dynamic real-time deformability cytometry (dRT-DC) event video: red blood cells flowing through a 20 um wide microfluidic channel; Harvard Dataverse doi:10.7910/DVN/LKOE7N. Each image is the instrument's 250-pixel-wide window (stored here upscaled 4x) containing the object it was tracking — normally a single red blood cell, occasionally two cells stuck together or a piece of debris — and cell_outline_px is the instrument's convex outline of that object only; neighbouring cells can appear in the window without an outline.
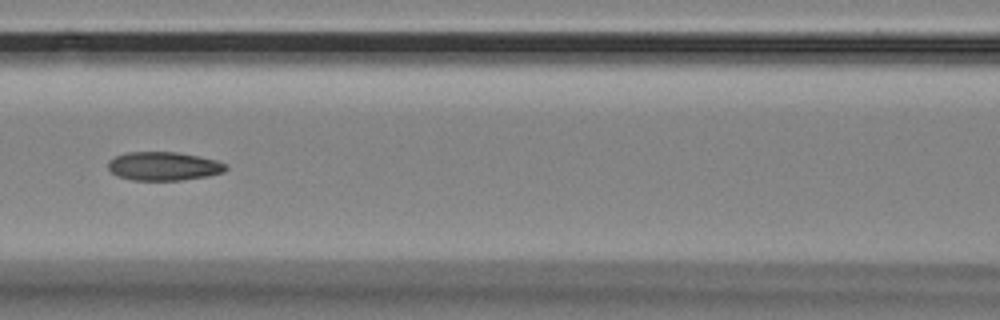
{"species": "Egyptian fruit bat (a non-hibernating species)", "species_latin": "Rousettus aegyptiacus", "temperature_condition": "room temperature", "stored_images_in_passage": 12, "segment_of_instrument_passage": [1, 2], "camera_frame_rate_fps": 3000, "um_per_image_px": 0.085, "animal": {"sex": "female"}, "frame": {"image": 1, "passage_image": 3, "time_ms": 0.667, "image_size_px": [1000, 320], "cell_outline_px": [[228, 168], [224, 172], [208, 176], [180, 180], [132, 180], [120, 176], [112, 172], [108, 168], [108, 160], [116, 156], [128, 152], [176, 152], [216, 160], [228, 164]], "centroid_in_image_um": [13.93, 14.12], "position_along_channel_um": 152.7, "area_um2": 19.54}}
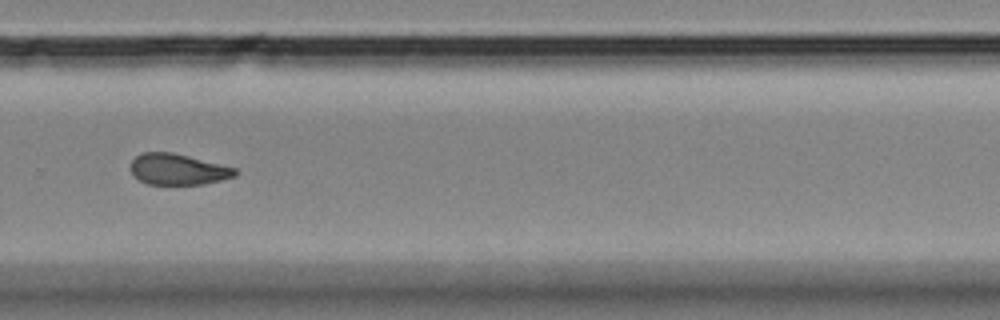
{"frame": {"image": 2, "passage_image": 7, "time_ms": 2.0, "image_size_px": [1000, 320], "cell_outline_px": [[240, 172], [236, 176], [220, 180], [200, 184], [148, 184], [140, 180], [132, 172], [132, 160], [136, 156], [144, 152], [172, 152], [236, 168]], "centroid_in_image_um": [15.16, 14.39], "position_along_channel_um": 314.6, "area_um2": 18.61}}
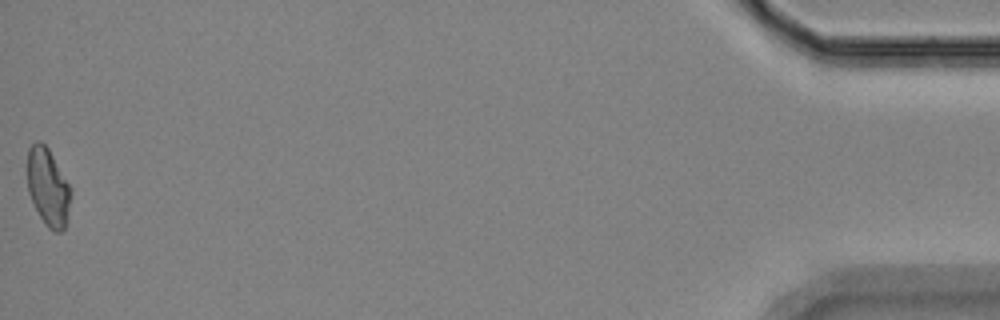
{"frame": {"image": 3, "passage_image": 11, "time_ms": 3.333, "image_size_px": [1000, 320], "cell_outline_px": [[72, 192], [64, 228], [60, 232], [56, 232], [48, 228], [40, 216], [28, 192], [28, 148], [36, 140], [40, 140], [48, 148], [72, 188]], "centroid_in_image_um": [4.09, 15.88], "position_along_channel_um": 431.1, "area_um2": 19.48}}